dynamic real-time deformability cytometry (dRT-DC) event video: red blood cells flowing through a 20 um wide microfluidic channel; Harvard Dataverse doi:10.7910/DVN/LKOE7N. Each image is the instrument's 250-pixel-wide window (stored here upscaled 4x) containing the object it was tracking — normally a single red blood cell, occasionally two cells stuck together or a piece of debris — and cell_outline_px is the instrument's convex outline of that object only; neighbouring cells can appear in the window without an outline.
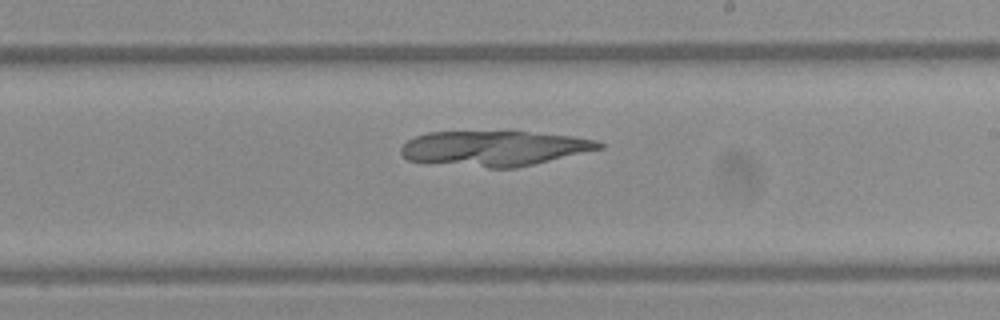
{"species": "Egyptian fruit bat (a non-hibernating species)", "species_latin": "Rousettus aegyptiacus", "temperature_condition": "warm", "stored_images_in_passage": 39, "camera_frame_rate_fps": 3000, "um_per_image_px": 0.085, "frame": {"image": 1, "passage_image": 18, "time_ms": 5.667, "image_size_px": [1000, 320], "cell_outline_px": [[604, 148], [516, 168], [488, 168], [408, 160], [400, 152], [400, 148], [408, 140], [416, 136], [428, 132], [524, 132], [572, 136], [596, 140], [604, 144]], "centroid_in_image_um": [42.02, 12.61], "position_along_channel_um": 247.0, "area_um2": 40.17}}